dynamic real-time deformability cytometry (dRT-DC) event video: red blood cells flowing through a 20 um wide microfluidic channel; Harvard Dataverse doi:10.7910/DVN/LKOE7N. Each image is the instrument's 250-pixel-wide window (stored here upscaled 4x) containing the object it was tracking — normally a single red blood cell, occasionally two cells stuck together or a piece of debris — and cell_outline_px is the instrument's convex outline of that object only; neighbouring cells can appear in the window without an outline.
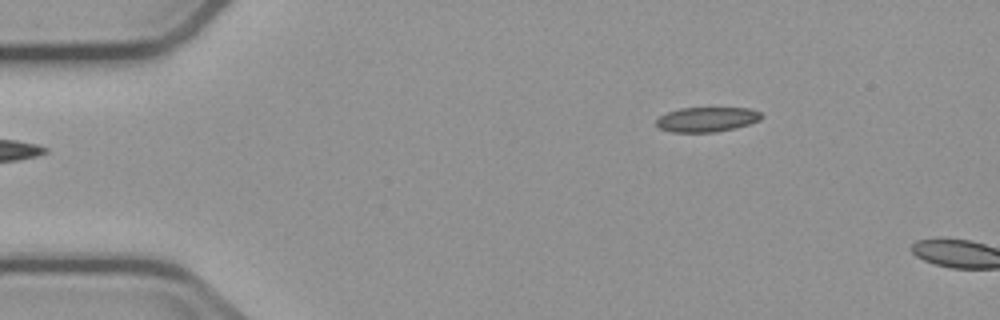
{"species": "common noctule bat (a hibernating species)", "species_latin": "Nyctalus noctula", "temperature_condition": "cold", "stored_images_in_passage": 2, "camera_frame_rate_fps": 3000, "um_per_image_px": 0.085, "animal": {"sex": "male", "body_mass_g": 23.1, "forearm_length_mm": 52.7}, "frame": {"image": 1, "passage_image": 2, "time_ms": 1.0, "image_size_px": [1000, 320], "cell_outline_px": [[764, 116], [760, 120], [736, 128], [716, 132], [672, 132], [660, 128], [656, 124], [656, 120], [660, 116], [668, 112], [680, 108], [752, 108], [760, 112]], "centroid_in_image_um": [60.12, 10.15], "position_along_channel_um": 24.9, "area_um2": 15.2}}